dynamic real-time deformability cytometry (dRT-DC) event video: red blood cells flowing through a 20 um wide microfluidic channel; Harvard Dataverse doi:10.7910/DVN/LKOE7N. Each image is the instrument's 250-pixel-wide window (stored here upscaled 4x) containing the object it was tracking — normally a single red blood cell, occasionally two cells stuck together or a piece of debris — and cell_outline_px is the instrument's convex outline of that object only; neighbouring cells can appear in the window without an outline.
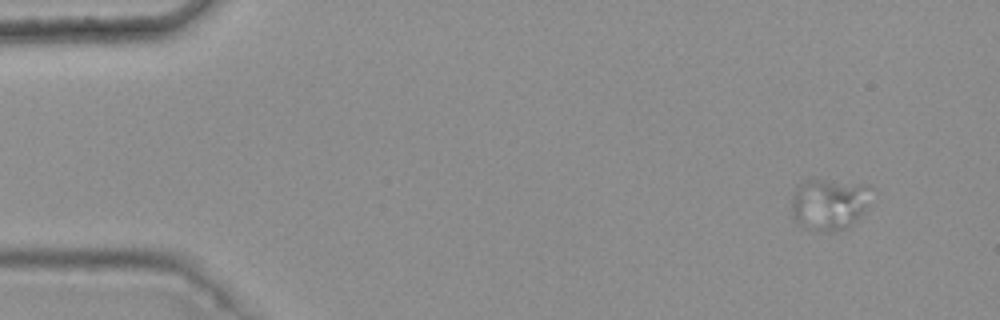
{"species": "common noctule bat (a hibernating species)", "species_latin": "Nyctalus noctula", "temperature_condition": "warm", "stored_images_in_passage": 5, "camera_frame_rate_fps": 3000, "um_per_image_px": 0.085, "animal": {"sex": "female", "body_mass_g": 25.1}, "frame": {"image": 1, "passage_image": 1, "time_ms": 0.0, "image_size_px": [1000, 320], "cell_outline_px": [[872, 188], [864, 212], [848, 228], [836, 232], [820, 232], [800, 228], [796, 224], [792, 216], [792, 196], [796, 184], [808, 180], [820, 180], [868, 184]], "centroid_in_image_um": [70.43, 17.39], "position_along_channel_um": 14.6, "area_um2": 24.51}}
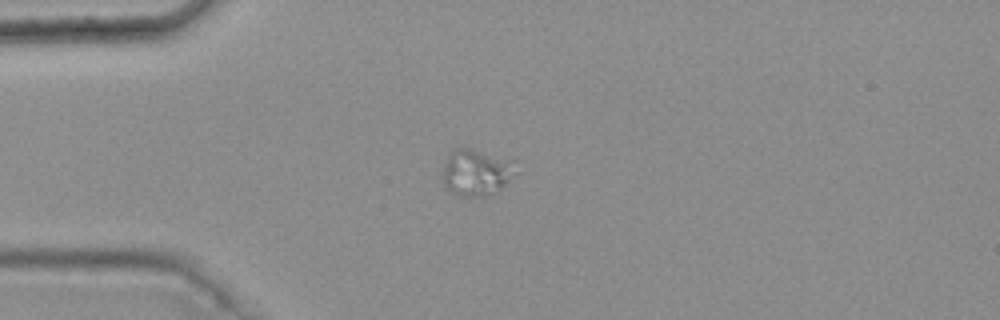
{"frame": {"image": 2, "passage_image": 4, "time_ms": 1.0, "image_size_px": [1000, 320], "cell_outline_px": [[512, 160], [508, 180], [496, 192], [488, 196], [460, 196], [452, 192], [440, 180], [444, 160], [456, 148], [468, 148]], "centroid_in_image_um": [40.34, 14.67], "position_along_channel_um": 44.7, "area_um2": 19.19}}